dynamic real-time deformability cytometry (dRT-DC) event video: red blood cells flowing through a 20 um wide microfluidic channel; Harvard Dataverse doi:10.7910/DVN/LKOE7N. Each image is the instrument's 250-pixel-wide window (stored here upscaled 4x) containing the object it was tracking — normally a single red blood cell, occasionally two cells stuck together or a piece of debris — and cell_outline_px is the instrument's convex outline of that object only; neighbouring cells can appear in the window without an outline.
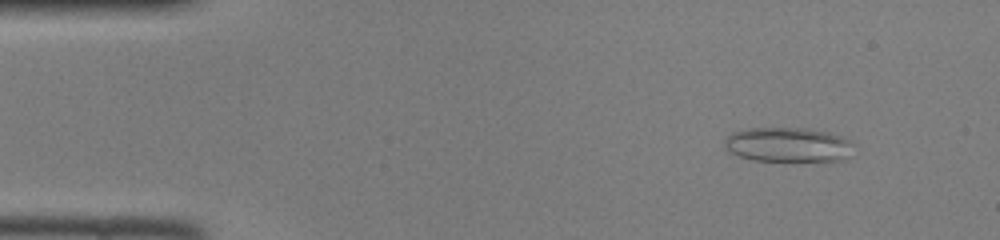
{"species": "common noctule bat (a hibernating species)", "species_latin": "Nyctalus noctula", "temperature_condition": "room temperature", "stored_images_in_passage": 46, "camera_frame_rate_fps": 3000, "um_per_image_px": 0.085, "animal": {"sex": "female", "body_mass_g": 22.0, "forearm_length_mm": 56.7}, "frame": {"image": 1, "passage_image": 5, "time_ms": 1.333, "image_size_px": [1000, 240], "cell_outline_px": [[852, 156], [844, 160], [756, 160], [740, 156], [732, 152], [724, 144], [724, 140], [732, 132], [748, 128], [804, 128], [828, 132], [840, 136], [848, 140], [852, 144]], "centroid_in_image_um": [67.01, 12.29], "position_along_channel_um": 18.0, "area_um2": 25.66}}
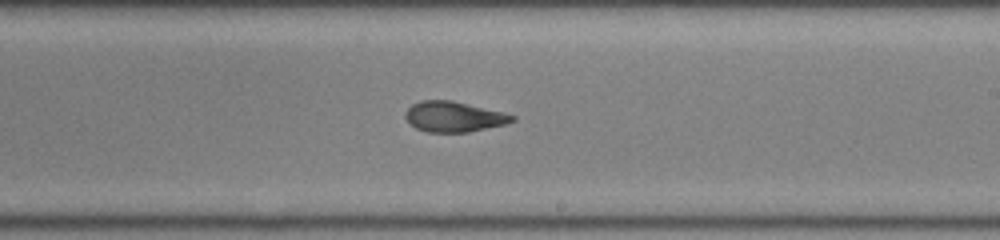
{"frame": {"image": 2, "passage_image": 27, "time_ms": 8.667, "image_size_px": [1000, 240], "cell_outline_px": [[516, 120], [504, 124], [468, 132], [428, 132], [416, 128], [404, 116], [404, 112], [412, 104], [420, 100], [452, 100], [504, 112], [516, 116]], "centroid_in_image_um": [38.57, 9.91], "position_along_channel_um": 250.4, "area_um2": 18.9}}
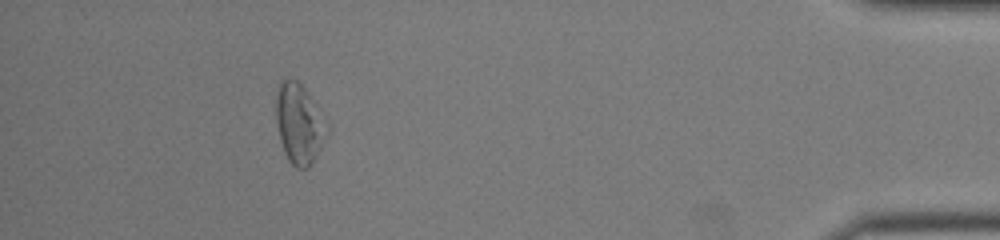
{"frame": {"image": 3, "passage_image": 42, "time_ms": 13.667, "image_size_px": [1000, 240], "cell_outline_px": [[328, 132], [312, 164], [308, 168], [296, 168], [288, 160], [284, 152], [280, 140], [276, 120], [276, 88], [280, 80], [296, 80], [304, 88], [328, 128]], "centroid_in_image_um": [25.38, 10.55], "position_along_channel_um": 409.8, "area_um2": 23.18}}